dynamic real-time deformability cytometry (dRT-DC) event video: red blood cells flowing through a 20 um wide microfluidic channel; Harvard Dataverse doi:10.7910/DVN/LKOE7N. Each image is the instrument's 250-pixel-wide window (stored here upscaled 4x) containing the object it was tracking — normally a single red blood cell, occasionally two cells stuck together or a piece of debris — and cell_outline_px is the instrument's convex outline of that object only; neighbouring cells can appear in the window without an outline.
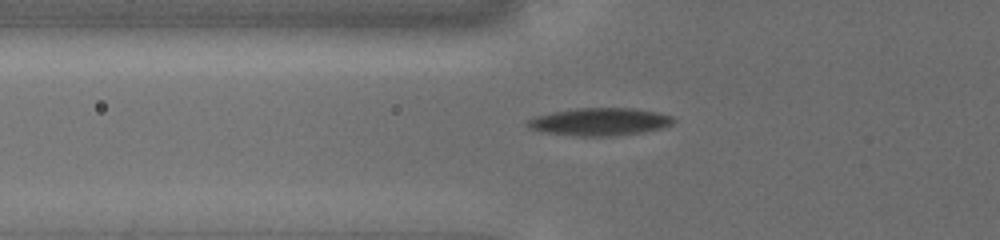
{"species": "common noctule bat (a hibernating species)", "species_latin": "Nyctalus noctula", "temperature_condition": "cold", "stored_images_in_passage": 32, "camera_frame_rate_fps": 3000, "um_per_image_px": 0.085, "animal": {"sex": "female", "body_mass_g": 19.5, "forearm_length_mm": 54.1}, "frame": {"image": 1, "passage_image": 4, "time_ms": 1.333, "image_size_px": [1000, 240], "cell_outline_px": [[676, 120], [672, 124], [660, 128], [640, 132], [616, 136], [580, 136], [548, 132], [528, 128], [528, 120], [536, 116], [552, 112], [576, 108], [632, 108], [656, 112], [672, 116]], "centroid_in_image_um": [51.0, 10.34], "position_along_channel_um": 74.8, "area_um2": 23.18}}
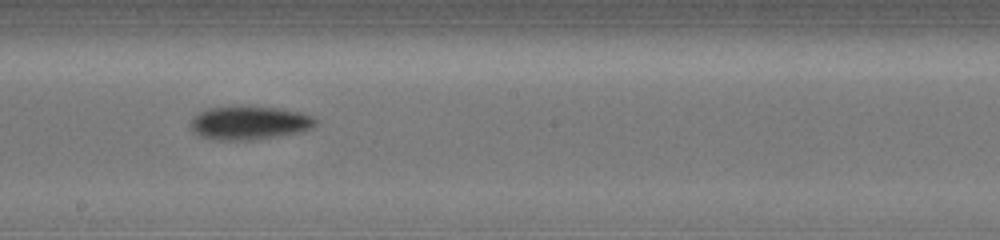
{"frame": {"image": 2, "passage_image": 14, "time_ms": 5.333, "image_size_px": [1000, 240], "cell_outline_px": [[316, 124], [312, 128], [296, 132], [252, 140], [212, 140], [196, 132], [192, 128], [192, 120], [200, 112], [208, 108], [276, 108], [300, 112], [312, 116], [316, 120]], "centroid_in_image_um": [21.22, 10.47], "position_along_channel_um": 227.0, "area_um2": 23.35}}
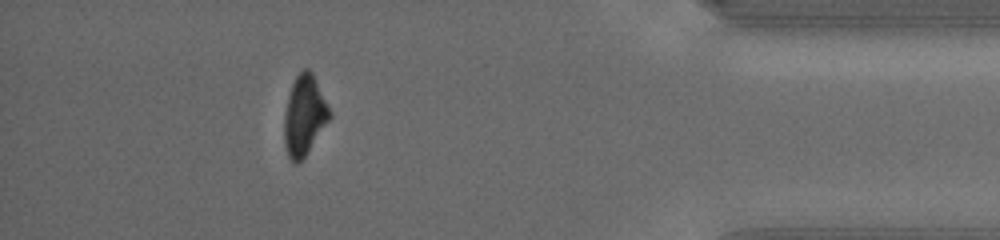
{"frame": {"image": 3, "passage_image": 29, "time_ms": 11.0, "image_size_px": [1000, 240], "cell_outline_px": [[332, 116], [304, 156], [296, 164], [288, 156], [284, 144], [284, 112], [288, 96], [292, 84], [296, 76], [304, 68], [308, 68], [312, 72], [332, 112]], "centroid_in_image_um": [25.87, 9.78], "position_along_channel_um": 409.3, "area_um2": 20.98}}